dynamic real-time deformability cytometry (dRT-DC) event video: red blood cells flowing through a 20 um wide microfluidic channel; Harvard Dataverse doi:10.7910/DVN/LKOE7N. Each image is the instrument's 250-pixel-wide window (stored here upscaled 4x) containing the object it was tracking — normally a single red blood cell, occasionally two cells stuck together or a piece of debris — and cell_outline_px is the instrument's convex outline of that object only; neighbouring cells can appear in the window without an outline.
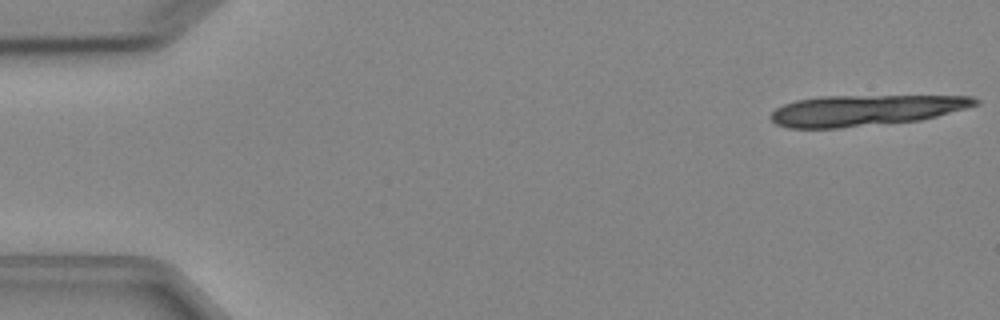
{"species": "Egyptian fruit bat (a non-hibernating species)", "species_latin": "Rousettus aegyptiacus", "temperature_condition": "cold", "stored_images_in_passage": 5, "segment_of_instrument_passage": [2, 2], "camera_frame_rate_fps": 3000, "um_per_image_px": 0.085, "animal": {"sex": "female"}, "frame": {"image": 1, "passage_image": 5, "time_ms": 4.667, "image_size_px": [1000, 320], "cell_outline_px": [[980, 104], [936, 116], [920, 120], [836, 128], [788, 128], [776, 124], [768, 116], [776, 108], [784, 104], [796, 100], [820, 96], [972, 96], [980, 100]], "centroid_in_image_um": [73.52, 9.37], "position_along_channel_um": 11.5, "area_um2": 36.59}}